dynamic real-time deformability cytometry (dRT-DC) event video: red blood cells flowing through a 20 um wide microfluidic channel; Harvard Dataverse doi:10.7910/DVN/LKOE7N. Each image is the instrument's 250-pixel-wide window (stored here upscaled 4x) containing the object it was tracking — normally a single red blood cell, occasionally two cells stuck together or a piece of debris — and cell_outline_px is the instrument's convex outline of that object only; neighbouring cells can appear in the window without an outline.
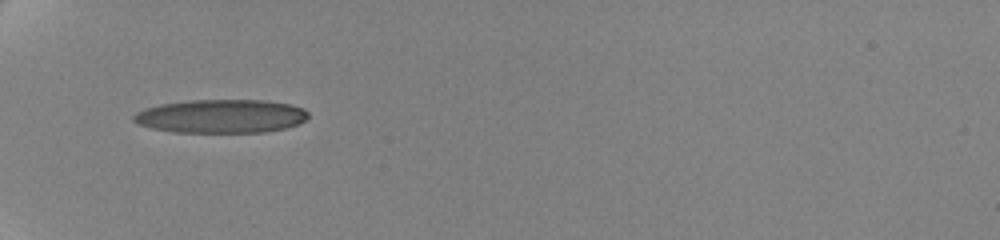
{"species": "human", "species_latin": "Homo sapiens", "temperature_condition": "cold", "stored_images_in_passage": 6, "camera_frame_rate_fps": 3000, "um_per_image_px": 0.085, "donor": {"sex": "female"}, "frame": {"image": 1, "passage_image": 1, "time_ms": 0.0, "image_size_px": [1000, 240], "cell_outline_px": [[308, 116], [300, 124], [284, 128], [264, 132], [172, 132], [152, 128], [140, 124], [132, 120], [132, 116], [136, 112], [144, 108], [160, 104], [192, 100], [264, 100], [292, 104], [304, 108], [308, 112]], "centroid_in_image_um": [18.8, 9.87], "position_along_channel_um": 66.2, "area_um2": 34.28}}
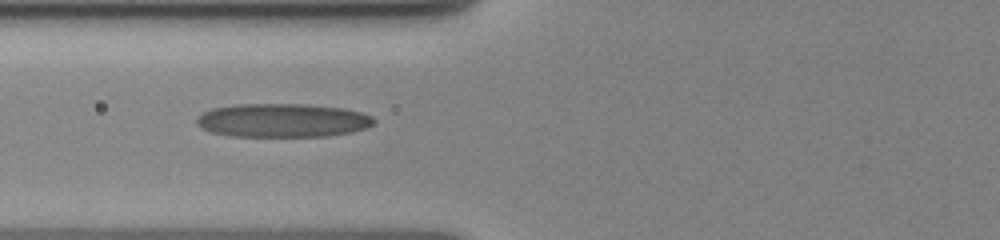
{"frame": {"image": 2, "passage_image": 3, "time_ms": 1.333, "image_size_px": [1000, 240], "cell_outline_px": [[376, 120], [368, 128], [352, 132], [328, 136], [228, 136], [212, 132], [200, 128], [196, 124], [196, 120], [204, 112], [212, 108], [236, 104], [304, 104], [344, 108], [360, 112], [372, 116]], "centroid_in_image_um": [24.03, 10.23], "position_along_channel_um": 101.8, "area_um2": 34.91}}
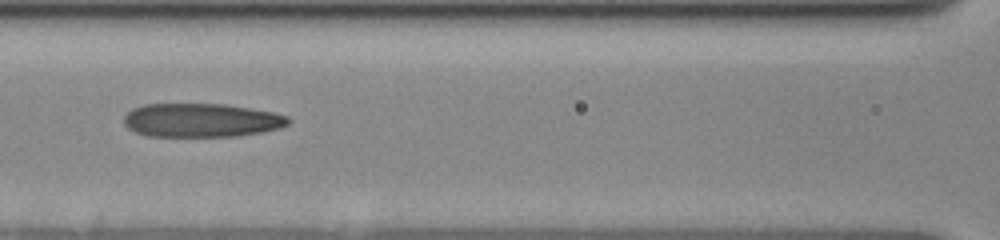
{"frame": {"image": 3, "passage_image": 5, "time_ms": 2.667, "image_size_px": [1000, 240], "cell_outline_px": [[288, 124], [280, 128], [260, 132], [236, 136], [148, 136], [136, 132], [128, 128], [124, 124], [124, 116], [132, 108], [144, 104], [224, 104], [272, 112], [288, 116]], "centroid_in_image_um": [17.08, 10.22], "position_along_channel_um": 149.5, "area_um2": 32.14}}